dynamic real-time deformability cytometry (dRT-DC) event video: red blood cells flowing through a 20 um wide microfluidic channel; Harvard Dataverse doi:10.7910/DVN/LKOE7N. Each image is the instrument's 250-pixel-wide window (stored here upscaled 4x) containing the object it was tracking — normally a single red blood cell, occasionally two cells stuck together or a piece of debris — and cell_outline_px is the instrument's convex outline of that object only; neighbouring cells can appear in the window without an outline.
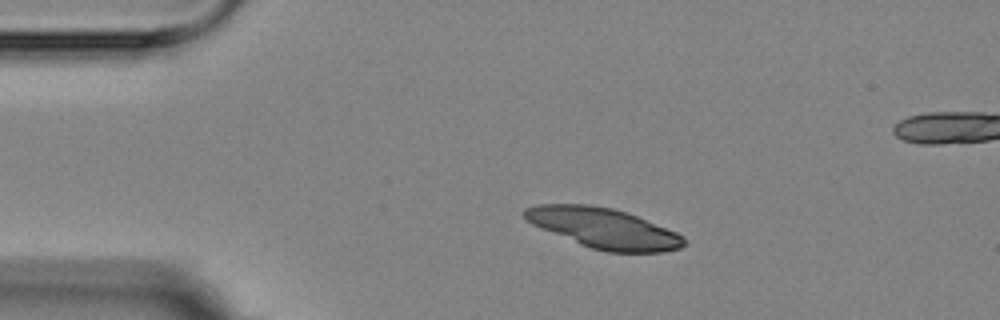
{"species": "Egyptian fruit bat (a non-hibernating species)", "species_latin": "Rousettus aegyptiacus", "temperature_condition": "room temperature", "stored_images_in_passage": 11, "camera_frame_rate_fps": 3000, "um_per_image_px": 0.085, "animal": {"sex": "female"}, "frame": {"image": 1, "passage_image": 2, "time_ms": 1.333, "image_size_px": [1000, 320], "cell_outline_px": [[684, 244], [680, 248], [664, 252], [608, 252], [592, 248], [580, 244], [540, 228], [524, 220], [524, 208], [536, 204], [588, 204], [612, 208], [628, 212], [676, 232], [684, 236]], "centroid_in_image_um": [51.29, 19.38], "position_along_channel_um": 33.7, "area_um2": 37.28}}